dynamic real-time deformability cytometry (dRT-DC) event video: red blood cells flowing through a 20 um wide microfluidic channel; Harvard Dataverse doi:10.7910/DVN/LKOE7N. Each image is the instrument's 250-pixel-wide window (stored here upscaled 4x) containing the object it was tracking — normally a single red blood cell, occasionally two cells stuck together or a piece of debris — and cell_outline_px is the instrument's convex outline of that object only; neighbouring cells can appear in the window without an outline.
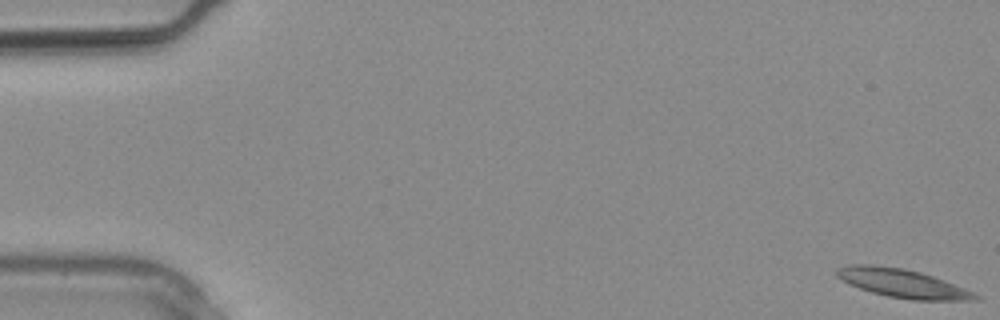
{"species": "common noctule bat (a hibernating species)", "species_latin": "Nyctalus noctula", "temperature_condition": "warm", "stored_images_in_passage": 28, "camera_frame_rate_fps": 3000, "um_per_image_px": 0.085, "animal": {"sex": "male", "body_mass_g": 20.4}, "frame": {"image": 1, "passage_image": 1, "time_ms": 0.0, "image_size_px": [1000, 320], "cell_outline_px": [[980, 300], [912, 300], [888, 296], [872, 292], [848, 284], [836, 276], [836, 268], [848, 264], [872, 264], [904, 268], [920, 272], [944, 280], [964, 288], [980, 296]], "centroid_in_image_um": [76.67, 24.07], "position_along_channel_um": 8.3, "area_um2": 23.06}}
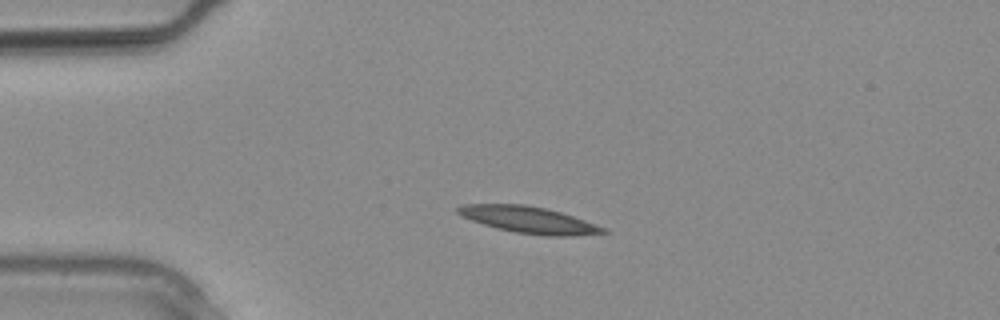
{"frame": {"image": 2, "passage_image": 7, "time_ms": 2.0, "image_size_px": [1000, 320], "cell_outline_px": [[608, 232], [572, 236], [544, 236], [516, 232], [496, 228], [460, 216], [456, 212], [456, 208], [464, 204], [524, 204], [544, 208], [560, 212], [608, 228]], "centroid_in_image_um": [44.95, 18.69], "position_along_channel_um": 40.1, "area_um2": 22.43}}
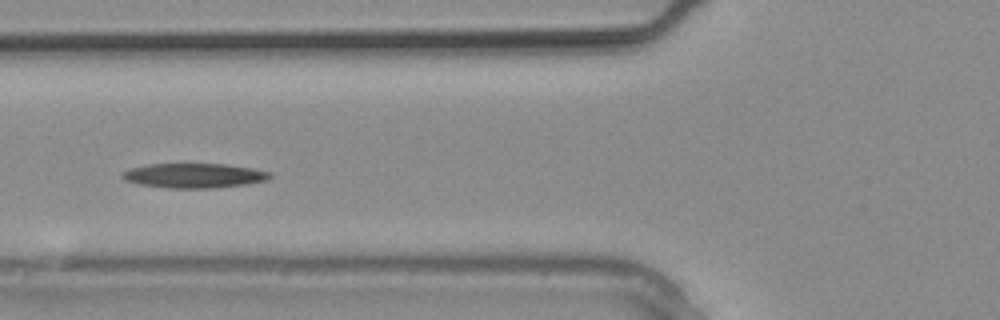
{"frame": {"image": 3, "passage_image": 11, "time_ms": 3.333, "image_size_px": [1000, 320], "cell_outline_px": [[272, 176], [264, 180], [248, 184], [216, 188], [168, 188], [140, 184], [124, 180], [120, 176], [124, 172], [132, 168], [148, 164], [228, 164], [252, 168], [272, 172]], "centroid_in_image_um": [16.52, 14.93], "position_along_channel_um": 109.3, "area_um2": 21.15}}